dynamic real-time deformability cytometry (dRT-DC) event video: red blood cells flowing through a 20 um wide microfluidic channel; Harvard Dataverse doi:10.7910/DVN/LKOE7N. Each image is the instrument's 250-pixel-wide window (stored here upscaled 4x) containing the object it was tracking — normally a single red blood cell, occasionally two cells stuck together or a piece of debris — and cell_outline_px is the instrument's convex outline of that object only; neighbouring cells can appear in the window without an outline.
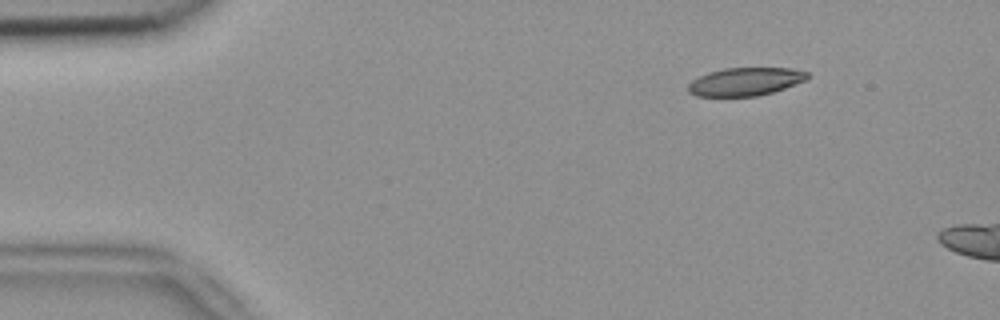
{"species": "common noctule bat (a hibernating species)", "species_latin": "Nyctalus noctula", "temperature_condition": "room temperature", "stored_images_in_passage": 6, "camera_frame_rate_fps": 3000, "um_per_image_px": 0.085, "animal": {"sex": "female", "body_mass_g": 18.4}, "frame": {"image": 1, "passage_image": 1, "time_ms": 0.0, "image_size_px": [1000, 320], "cell_outline_px": [[808, 80], [772, 92], [756, 96], [696, 96], [688, 92], [688, 84], [692, 80], [708, 72], [724, 68], [792, 68], [808, 72]], "centroid_in_image_um": [63.35, 6.93], "position_along_channel_um": 21.6, "area_um2": 19.54}}